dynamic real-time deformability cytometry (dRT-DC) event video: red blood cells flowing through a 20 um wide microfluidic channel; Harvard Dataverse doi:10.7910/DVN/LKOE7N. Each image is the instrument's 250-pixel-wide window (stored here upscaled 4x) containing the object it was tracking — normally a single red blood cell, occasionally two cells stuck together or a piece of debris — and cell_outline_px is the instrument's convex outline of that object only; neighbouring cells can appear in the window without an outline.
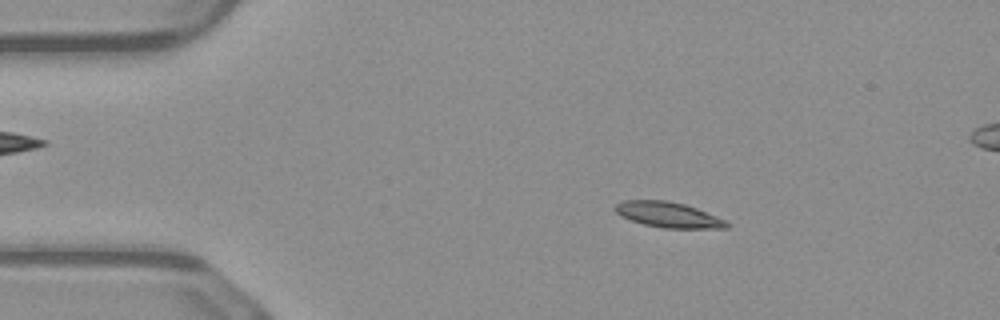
{"species": "common noctule bat (a hibernating species)", "species_latin": "Nyctalus noctula", "temperature_condition": "warm", "stored_images_in_passage": 51, "segment_of_instrument_passage": [1, 2], "camera_frame_rate_fps": 3000, "um_per_image_px": 0.085, "animal": {"sex": "male", "body_mass_g": 23.1, "forearm_length_mm": 52.7}, "frame": {"image": 1, "passage_image": 8, "time_ms": 2.333, "image_size_px": [1000, 320], "cell_outline_px": [[728, 228], [664, 228], [644, 224], [620, 216], [612, 208], [616, 204], [624, 200], [668, 200], [684, 204], [696, 208], [716, 216], [724, 220], [728, 224]], "centroid_in_image_um": [56.75, 18.24], "position_along_channel_um": 28.2, "area_um2": 16.42}}
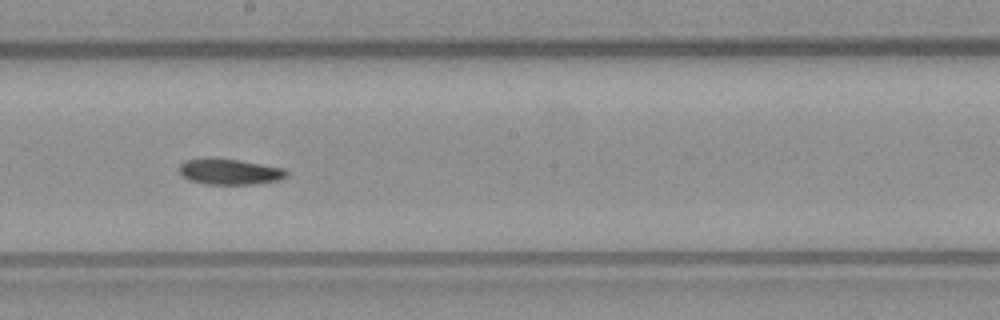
{"frame": {"image": 2, "passage_image": 27, "time_ms": 8.667, "image_size_px": [1000, 320], "cell_outline_px": [[288, 176], [276, 180], [252, 184], [204, 184], [188, 180], [180, 176], [180, 164], [184, 160], [240, 160], [284, 168], [288, 172]], "centroid_in_image_um": [19.53, 14.62], "position_along_channel_um": 228.7, "area_um2": 15.66}}
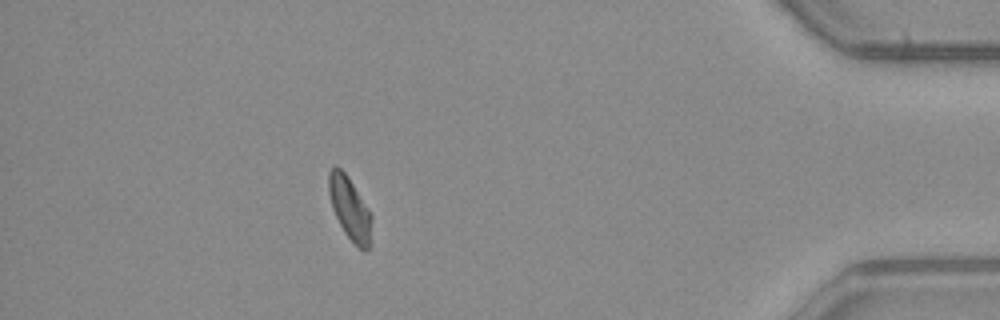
{"frame": {"image": 3, "passage_image": 44, "time_ms": 14.333, "image_size_px": [1000, 320], "cell_outline_px": [[372, 244], [364, 252], [356, 248], [344, 232], [332, 208], [328, 192], [328, 172], [336, 164], [344, 172], [368, 208], [372, 216]], "centroid_in_image_um": [29.75, 17.8], "position_along_channel_um": 405.4, "area_um2": 15.95}}